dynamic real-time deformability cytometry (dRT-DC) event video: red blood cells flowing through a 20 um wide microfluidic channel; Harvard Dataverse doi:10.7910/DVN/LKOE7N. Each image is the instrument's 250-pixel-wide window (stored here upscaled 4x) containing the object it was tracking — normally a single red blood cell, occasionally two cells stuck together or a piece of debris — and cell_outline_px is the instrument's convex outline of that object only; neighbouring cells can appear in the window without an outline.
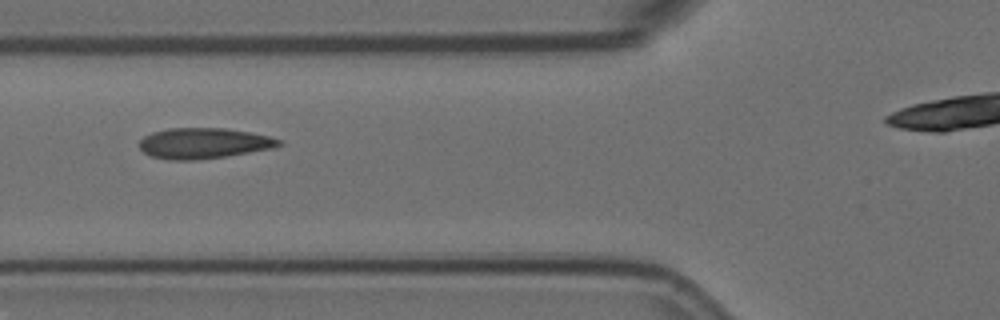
{"species": "Egyptian fruit bat (a non-hibernating species)", "species_latin": "Rousettus aegyptiacus", "temperature_condition": "room temperature", "stored_images_in_passage": 8, "camera_frame_rate_fps": 3000, "um_per_image_px": 0.085, "animal": {"sex": "female"}, "frame": {"image": 1, "passage_image": 5, "time_ms": 1.333, "image_size_px": [1000, 320], "cell_outline_px": [[284, 144], [272, 148], [224, 156], [196, 160], [168, 160], [152, 156], [144, 152], [140, 148], [140, 140], [144, 136], [152, 132], [168, 128], [224, 128], [248, 132], [268, 136], [284, 140]], "centroid_in_image_um": [17.31, 12.17], "position_along_channel_um": 108.5, "area_um2": 24.8}}
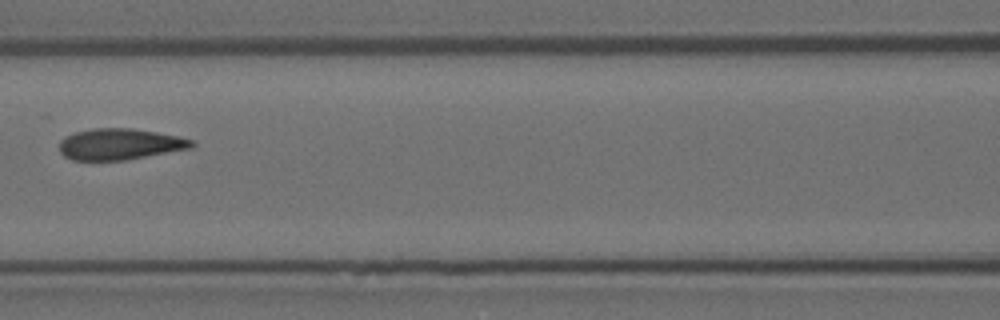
{"frame": {"image": 2, "passage_image": 6, "time_ms": 1.667, "image_size_px": [1000, 320], "cell_outline_px": [[196, 144], [192, 148], [124, 160], [72, 160], [64, 156], [60, 152], [60, 140], [64, 136], [76, 132], [92, 128], [132, 128], [180, 136], [192, 140]], "centroid_in_image_um": [10.19, 12.25], "position_along_channel_um": 156.4, "area_um2": 24.1}}
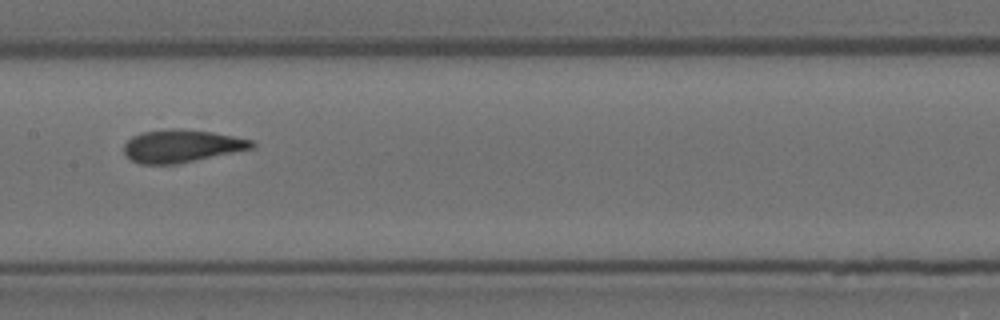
{"frame": {"image": 3, "passage_image": 7, "time_ms": 2.0, "image_size_px": [1000, 320], "cell_outline_px": [[256, 148], [172, 164], [140, 164], [132, 160], [124, 152], [124, 144], [132, 136], [144, 132], [172, 128], [184, 128], [212, 132], [252, 140], [256, 144]], "centroid_in_image_um": [15.45, 12.39], "position_along_channel_um": 192.0, "area_um2": 24.16}}